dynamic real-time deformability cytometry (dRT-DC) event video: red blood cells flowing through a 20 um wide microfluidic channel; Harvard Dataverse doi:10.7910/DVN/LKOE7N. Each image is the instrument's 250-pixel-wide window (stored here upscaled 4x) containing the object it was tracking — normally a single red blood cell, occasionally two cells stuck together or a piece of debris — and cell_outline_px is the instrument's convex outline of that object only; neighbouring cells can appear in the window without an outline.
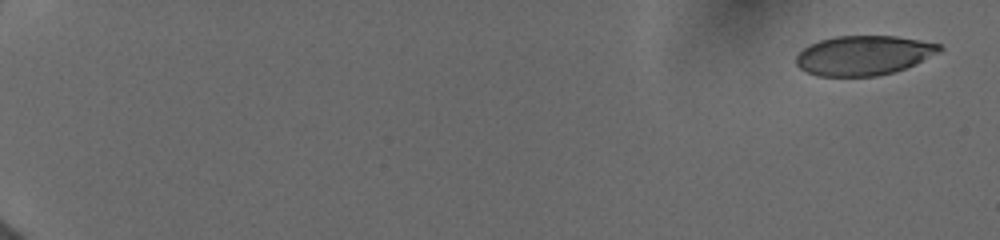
{"species": "human", "species_latin": "Homo sapiens", "temperature_condition": "cold", "stored_images_in_passage": 7, "camera_frame_rate_fps": 3000, "um_per_image_px": 0.085, "donor": {"sex": "female"}, "frame": {"image": 1, "passage_image": 1, "time_ms": 0.0, "image_size_px": [1000, 240], "cell_outline_px": [[944, 48], [940, 52], [916, 64], [892, 72], [876, 76], [816, 76], [800, 68], [796, 64], [796, 56], [804, 48], [820, 40], [836, 36], [896, 36], [920, 40], [940, 44]], "centroid_in_image_um": [73.43, 4.7], "position_along_channel_um": 11.6, "area_um2": 32.95}}
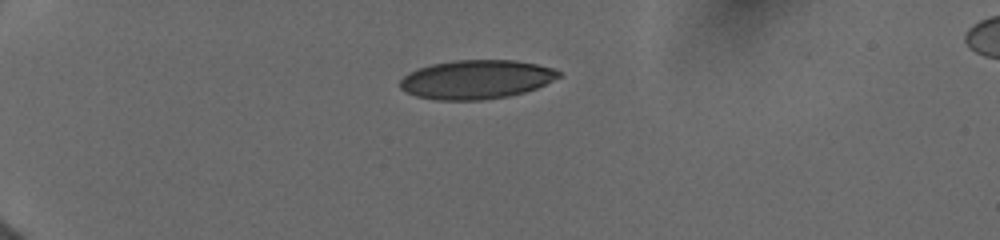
{"frame": {"image": 2, "passage_image": 6, "time_ms": 4.667, "image_size_px": [1000, 240], "cell_outline_px": [[560, 76], [536, 88], [524, 92], [508, 96], [480, 100], [436, 100], [416, 96], [400, 88], [400, 80], [408, 72], [432, 64], [456, 60], [516, 60], [556, 68], [560, 72]], "centroid_in_image_um": [40.48, 6.75], "position_along_channel_um": 44.5, "area_um2": 35.84}}